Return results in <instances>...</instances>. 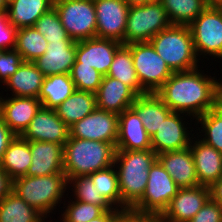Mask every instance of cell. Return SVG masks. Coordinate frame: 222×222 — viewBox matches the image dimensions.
<instances>
[{
  "instance_id": "cell-2",
  "label": "cell",
  "mask_w": 222,
  "mask_h": 222,
  "mask_svg": "<svg viewBox=\"0 0 222 222\" xmlns=\"http://www.w3.org/2000/svg\"><path fill=\"white\" fill-rule=\"evenodd\" d=\"M157 160L152 150H116L114 166L122 200V210L132 208L144 194L148 173Z\"/></svg>"
},
{
  "instance_id": "cell-33",
  "label": "cell",
  "mask_w": 222,
  "mask_h": 222,
  "mask_svg": "<svg viewBox=\"0 0 222 222\" xmlns=\"http://www.w3.org/2000/svg\"><path fill=\"white\" fill-rule=\"evenodd\" d=\"M48 42L34 27L17 29L15 50L23 61L33 62L42 56L47 49Z\"/></svg>"
},
{
  "instance_id": "cell-44",
  "label": "cell",
  "mask_w": 222,
  "mask_h": 222,
  "mask_svg": "<svg viewBox=\"0 0 222 222\" xmlns=\"http://www.w3.org/2000/svg\"><path fill=\"white\" fill-rule=\"evenodd\" d=\"M15 136L16 135L11 131V129L4 123L3 119L0 117V163L9 143L14 139Z\"/></svg>"
},
{
  "instance_id": "cell-50",
  "label": "cell",
  "mask_w": 222,
  "mask_h": 222,
  "mask_svg": "<svg viewBox=\"0 0 222 222\" xmlns=\"http://www.w3.org/2000/svg\"><path fill=\"white\" fill-rule=\"evenodd\" d=\"M207 6H216L221 7L222 6V0H205Z\"/></svg>"
},
{
  "instance_id": "cell-46",
  "label": "cell",
  "mask_w": 222,
  "mask_h": 222,
  "mask_svg": "<svg viewBox=\"0 0 222 222\" xmlns=\"http://www.w3.org/2000/svg\"><path fill=\"white\" fill-rule=\"evenodd\" d=\"M210 196L222 206V177L210 187Z\"/></svg>"
},
{
  "instance_id": "cell-16",
  "label": "cell",
  "mask_w": 222,
  "mask_h": 222,
  "mask_svg": "<svg viewBox=\"0 0 222 222\" xmlns=\"http://www.w3.org/2000/svg\"><path fill=\"white\" fill-rule=\"evenodd\" d=\"M122 43L112 39L91 38L76 43V61L95 68L106 76Z\"/></svg>"
},
{
  "instance_id": "cell-17",
  "label": "cell",
  "mask_w": 222,
  "mask_h": 222,
  "mask_svg": "<svg viewBox=\"0 0 222 222\" xmlns=\"http://www.w3.org/2000/svg\"><path fill=\"white\" fill-rule=\"evenodd\" d=\"M0 95V117L16 136H21L42 106L38 98ZM8 97V98H7Z\"/></svg>"
},
{
  "instance_id": "cell-29",
  "label": "cell",
  "mask_w": 222,
  "mask_h": 222,
  "mask_svg": "<svg viewBox=\"0 0 222 222\" xmlns=\"http://www.w3.org/2000/svg\"><path fill=\"white\" fill-rule=\"evenodd\" d=\"M75 91L70 74L45 76L38 99L45 108L55 109Z\"/></svg>"
},
{
  "instance_id": "cell-7",
  "label": "cell",
  "mask_w": 222,
  "mask_h": 222,
  "mask_svg": "<svg viewBox=\"0 0 222 222\" xmlns=\"http://www.w3.org/2000/svg\"><path fill=\"white\" fill-rule=\"evenodd\" d=\"M131 50L135 72L141 87L155 93L174 73L158 55L150 42H137L127 45Z\"/></svg>"
},
{
  "instance_id": "cell-10",
  "label": "cell",
  "mask_w": 222,
  "mask_h": 222,
  "mask_svg": "<svg viewBox=\"0 0 222 222\" xmlns=\"http://www.w3.org/2000/svg\"><path fill=\"white\" fill-rule=\"evenodd\" d=\"M179 187L157 159L148 173V182L142 198L131 208L141 213L162 215Z\"/></svg>"
},
{
  "instance_id": "cell-34",
  "label": "cell",
  "mask_w": 222,
  "mask_h": 222,
  "mask_svg": "<svg viewBox=\"0 0 222 222\" xmlns=\"http://www.w3.org/2000/svg\"><path fill=\"white\" fill-rule=\"evenodd\" d=\"M195 122H197L195 123L196 125H201L197 129L200 133L197 137H200V140L204 143L222 153V110L216 106L197 117ZM200 128H202L201 131ZM202 136L204 137L202 138Z\"/></svg>"
},
{
  "instance_id": "cell-8",
  "label": "cell",
  "mask_w": 222,
  "mask_h": 222,
  "mask_svg": "<svg viewBox=\"0 0 222 222\" xmlns=\"http://www.w3.org/2000/svg\"><path fill=\"white\" fill-rule=\"evenodd\" d=\"M54 7L72 40L96 37L97 16L93 0H54Z\"/></svg>"
},
{
  "instance_id": "cell-40",
  "label": "cell",
  "mask_w": 222,
  "mask_h": 222,
  "mask_svg": "<svg viewBox=\"0 0 222 222\" xmlns=\"http://www.w3.org/2000/svg\"><path fill=\"white\" fill-rule=\"evenodd\" d=\"M22 62L21 55L15 49L0 50V83L5 85Z\"/></svg>"
},
{
  "instance_id": "cell-35",
  "label": "cell",
  "mask_w": 222,
  "mask_h": 222,
  "mask_svg": "<svg viewBox=\"0 0 222 222\" xmlns=\"http://www.w3.org/2000/svg\"><path fill=\"white\" fill-rule=\"evenodd\" d=\"M68 185H71L72 193H74V200L91 203L96 206H101L105 211L119 210L114 208L106 199L98 192L96 185H94L92 178L88 176L71 177L68 180Z\"/></svg>"
},
{
  "instance_id": "cell-15",
  "label": "cell",
  "mask_w": 222,
  "mask_h": 222,
  "mask_svg": "<svg viewBox=\"0 0 222 222\" xmlns=\"http://www.w3.org/2000/svg\"><path fill=\"white\" fill-rule=\"evenodd\" d=\"M210 197L208 186L179 188L161 215L163 222H189Z\"/></svg>"
},
{
  "instance_id": "cell-3",
  "label": "cell",
  "mask_w": 222,
  "mask_h": 222,
  "mask_svg": "<svg viewBox=\"0 0 222 222\" xmlns=\"http://www.w3.org/2000/svg\"><path fill=\"white\" fill-rule=\"evenodd\" d=\"M116 147L112 143L70 137L64 144L63 170L71 177L88 176L114 165Z\"/></svg>"
},
{
  "instance_id": "cell-13",
  "label": "cell",
  "mask_w": 222,
  "mask_h": 222,
  "mask_svg": "<svg viewBox=\"0 0 222 222\" xmlns=\"http://www.w3.org/2000/svg\"><path fill=\"white\" fill-rule=\"evenodd\" d=\"M188 115L180 112H172L158 128L157 132L151 137V148L158 155L164 152L182 150L190 146L193 127L190 129L185 126L189 124L184 116ZM190 135L192 137H190Z\"/></svg>"
},
{
  "instance_id": "cell-25",
  "label": "cell",
  "mask_w": 222,
  "mask_h": 222,
  "mask_svg": "<svg viewBox=\"0 0 222 222\" xmlns=\"http://www.w3.org/2000/svg\"><path fill=\"white\" fill-rule=\"evenodd\" d=\"M44 78L34 62L23 61L4 86L12 96L38 98Z\"/></svg>"
},
{
  "instance_id": "cell-43",
  "label": "cell",
  "mask_w": 222,
  "mask_h": 222,
  "mask_svg": "<svg viewBox=\"0 0 222 222\" xmlns=\"http://www.w3.org/2000/svg\"><path fill=\"white\" fill-rule=\"evenodd\" d=\"M114 222H163L161 215L141 213L131 208L119 210Z\"/></svg>"
},
{
  "instance_id": "cell-51",
  "label": "cell",
  "mask_w": 222,
  "mask_h": 222,
  "mask_svg": "<svg viewBox=\"0 0 222 222\" xmlns=\"http://www.w3.org/2000/svg\"><path fill=\"white\" fill-rule=\"evenodd\" d=\"M7 0H0V13L7 11Z\"/></svg>"
},
{
  "instance_id": "cell-27",
  "label": "cell",
  "mask_w": 222,
  "mask_h": 222,
  "mask_svg": "<svg viewBox=\"0 0 222 222\" xmlns=\"http://www.w3.org/2000/svg\"><path fill=\"white\" fill-rule=\"evenodd\" d=\"M97 108L96 94L76 90L55 111L58 117L70 128L77 121Z\"/></svg>"
},
{
  "instance_id": "cell-11",
  "label": "cell",
  "mask_w": 222,
  "mask_h": 222,
  "mask_svg": "<svg viewBox=\"0 0 222 222\" xmlns=\"http://www.w3.org/2000/svg\"><path fill=\"white\" fill-rule=\"evenodd\" d=\"M70 137L112 143L116 147L118 114L96 108L69 128Z\"/></svg>"
},
{
  "instance_id": "cell-9",
  "label": "cell",
  "mask_w": 222,
  "mask_h": 222,
  "mask_svg": "<svg viewBox=\"0 0 222 222\" xmlns=\"http://www.w3.org/2000/svg\"><path fill=\"white\" fill-rule=\"evenodd\" d=\"M194 48L201 55L222 59V7L208 6L189 25Z\"/></svg>"
},
{
  "instance_id": "cell-31",
  "label": "cell",
  "mask_w": 222,
  "mask_h": 222,
  "mask_svg": "<svg viewBox=\"0 0 222 222\" xmlns=\"http://www.w3.org/2000/svg\"><path fill=\"white\" fill-rule=\"evenodd\" d=\"M107 76L120 80L131 87L138 95L147 93L138 81L131 50L127 45L122 44L117 49Z\"/></svg>"
},
{
  "instance_id": "cell-6",
  "label": "cell",
  "mask_w": 222,
  "mask_h": 222,
  "mask_svg": "<svg viewBox=\"0 0 222 222\" xmlns=\"http://www.w3.org/2000/svg\"><path fill=\"white\" fill-rule=\"evenodd\" d=\"M166 10L159 0L130 6L124 35V45L150 40L171 26Z\"/></svg>"
},
{
  "instance_id": "cell-42",
  "label": "cell",
  "mask_w": 222,
  "mask_h": 222,
  "mask_svg": "<svg viewBox=\"0 0 222 222\" xmlns=\"http://www.w3.org/2000/svg\"><path fill=\"white\" fill-rule=\"evenodd\" d=\"M189 222H222V206L210 197Z\"/></svg>"
},
{
  "instance_id": "cell-49",
  "label": "cell",
  "mask_w": 222,
  "mask_h": 222,
  "mask_svg": "<svg viewBox=\"0 0 222 222\" xmlns=\"http://www.w3.org/2000/svg\"><path fill=\"white\" fill-rule=\"evenodd\" d=\"M129 6L142 5L154 0H124Z\"/></svg>"
},
{
  "instance_id": "cell-5",
  "label": "cell",
  "mask_w": 222,
  "mask_h": 222,
  "mask_svg": "<svg viewBox=\"0 0 222 222\" xmlns=\"http://www.w3.org/2000/svg\"><path fill=\"white\" fill-rule=\"evenodd\" d=\"M150 43L173 72L200 68L189 26L171 25L155 35Z\"/></svg>"
},
{
  "instance_id": "cell-38",
  "label": "cell",
  "mask_w": 222,
  "mask_h": 222,
  "mask_svg": "<svg viewBox=\"0 0 222 222\" xmlns=\"http://www.w3.org/2000/svg\"><path fill=\"white\" fill-rule=\"evenodd\" d=\"M70 75L76 90L92 93L98 91L103 78L95 68L82 63H74Z\"/></svg>"
},
{
  "instance_id": "cell-24",
  "label": "cell",
  "mask_w": 222,
  "mask_h": 222,
  "mask_svg": "<svg viewBox=\"0 0 222 222\" xmlns=\"http://www.w3.org/2000/svg\"><path fill=\"white\" fill-rule=\"evenodd\" d=\"M131 108L141 119L146 132L152 137L172 111L156 93L138 95Z\"/></svg>"
},
{
  "instance_id": "cell-14",
  "label": "cell",
  "mask_w": 222,
  "mask_h": 222,
  "mask_svg": "<svg viewBox=\"0 0 222 222\" xmlns=\"http://www.w3.org/2000/svg\"><path fill=\"white\" fill-rule=\"evenodd\" d=\"M70 136L69 127L58 117L55 109L43 106L37 111L21 135L26 141L55 142L64 145Z\"/></svg>"
},
{
  "instance_id": "cell-23",
  "label": "cell",
  "mask_w": 222,
  "mask_h": 222,
  "mask_svg": "<svg viewBox=\"0 0 222 222\" xmlns=\"http://www.w3.org/2000/svg\"><path fill=\"white\" fill-rule=\"evenodd\" d=\"M157 159L179 188H190L199 185L190 147L158 154Z\"/></svg>"
},
{
  "instance_id": "cell-30",
  "label": "cell",
  "mask_w": 222,
  "mask_h": 222,
  "mask_svg": "<svg viewBox=\"0 0 222 222\" xmlns=\"http://www.w3.org/2000/svg\"><path fill=\"white\" fill-rule=\"evenodd\" d=\"M45 219L12 191L0 201V222H45Z\"/></svg>"
},
{
  "instance_id": "cell-26",
  "label": "cell",
  "mask_w": 222,
  "mask_h": 222,
  "mask_svg": "<svg viewBox=\"0 0 222 222\" xmlns=\"http://www.w3.org/2000/svg\"><path fill=\"white\" fill-rule=\"evenodd\" d=\"M54 7V0H8L9 22L16 28L34 27L36 21Z\"/></svg>"
},
{
  "instance_id": "cell-47",
  "label": "cell",
  "mask_w": 222,
  "mask_h": 222,
  "mask_svg": "<svg viewBox=\"0 0 222 222\" xmlns=\"http://www.w3.org/2000/svg\"><path fill=\"white\" fill-rule=\"evenodd\" d=\"M119 210L104 211L99 217L94 218L88 222H114Z\"/></svg>"
},
{
  "instance_id": "cell-21",
  "label": "cell",
  "mask_w": 222,
  "mask_h": 222,
  "mask_svg": "<svg viewBox=\"0 0 222 222\" xmlns=\"http://www.w3.org/2000/svg\"><path fill=\"white\" fill-rule=\"evenodd\" d=\"M31 165L25 176H47L64 173V145L55 142H30Z\"/></svg>"
},
{
  "instance_id": "cell-41",
  "label": "cell",
  "mask_w": 222,
  "mask_h": 222,
  "mask_svg": "<svg viewBox=\"0 0 222 222\" xmlns=\"http://www.w3.org/2000/svg\"><path fill=\"white\" fill-rule=\"evenodd\" d=\"M17 29L9 22L7 11L0 13V50L15 49Z\"/></svg>"
},
{
  "instance_id": "cell-36",
  "label": "cell",
  "mask_w": 222,
  "mask_h": 222,
  "mask_svg": "<svg viewBox=\"0 0 222 222\" xmlns=\"http://www.w3.org/2000/svg\"><path fill=\"white\" fill-rule=\"evenodd\" d=\"M103 197L114 207L122 210L118 175L114 165L89 175Z\"/></svg>"
},
{
  "instance_id": "cell-19",
  "label": "cell",
  "mask_w": 222,
  "mask_h": 222,
  "mask_svg": "<svg viewBox=\"0 0 222 222\" xmlns=\"http://www.w3.org/2000/svg\"><path fill=\"white\" fill-rule=\"evenodd\" d=\"M96 94L97 108L121 114L131 108L138 94L120 80L110 76H103Z\"/></svg>"
},
{
  "instance_id": "cell-28",
  "label": "cell",
  "mask_w": 222,
  "mask_h": 222,
  "mask_svg": "<svg viewBox=\"0 0 222 222\" xmlns=\"http://www.w3.org/2000/svg\"><path fill=\"white\" fill-rule=\"evenodd\" d=\"M31 157L30 142L15 136L3 155L0 167L13 180L27 174Z\"/></svg>"
},
{
  "instance_id": "cell-4",
  "label": "cell",
  "mask_w": 222,
  "mask_h": 222,
  "mask_svg": "<svg viewBox=\"0 0 222 222\" xmlns=\"http://www.w3.org/2000/svg\"><path fill=\"white\" fill-rule=\"evenodd\" d=\"M68 181L65 173L47 176H21L12 180V192L23 199L45 218L60 207L66 193ZM61 202V203H60Z\"/></svg>"
},
{
  "instance_id": "cell-32",
  "label": "cell",
  "mask_w": 222,
  "mask_h": 222,
  "mask_svg": "<svg viewBox=\"0 0 222 222\" xmlns=\"http://www.w3.org/2000/svg\"><path fill=\"white\" fill-rule=\"evenodd\" d=\"M172 25L188 26L208 6L205 0H159Z\"/></svg>"
},
{
  "instance_id": "cell-1",
  "label": "cell",
  "mask_w": 222,
  "mask_h": 222,
  "mask_svg": "<svg viewBox=\"0 0 222 222\" xmlns=\"http://www.w3.org/2000/svg\"><path fill=\"white\" fill-rule=\"evenodd\" d=\"M203 71L174 72L155 93L172 112L187 113L194 120L216 107L217 78Z\"/></svg>"
},
{
  "instance_id": "cell-18",
  "label": "cell",
  "mask_w": 222,
  "mask_h": 222,
  "mask_svg": "<svg viewBox=\"0 0 222 222\" xmlns=\"http://www.w3.org/2000/svg\"><path fill=\"white\" fill-rule=\"evenodd\" d=\"M77 41H56L48 43L46 52L34 60L44 76L70 74L76 61Z\"/></svg>"
},
{
  "instance_id": "cell-12",
  "label": "cell",
  "mask_w": 222,
  "mask_h": 222,
  "mask_svg": "<svg viewBox=\"0 0 222 222\" xmlns=\"http://www.w3.org/2000/svg\"><path fill=\"white\" fill-rule=\"evenodd\" d=\"M97 16L96 37L124 44L129 5L124 0H93Z\"/></svg>"
},
{
  "instance_id": "cell-22",
  "label": "cell",
  "mask_w": 222,
  "mask_h": 222,
  "mask_svg": "<svg viewBox=\"0 0 222 222\" xmlns=\"http://www.w3.org/2000/svg\"><path fill=\"white\" fill-rule=\"evenodd\" d=\"M151 148V137L146 132L137 113L126 109L118 115V137L116 150H148Z\"/></svg>"
},
{
  "instance_id": "cell-20",
  "label": "cell",
  "mask_w": 222,
  "mask_h": 222,
  "mask_svg": "<svg viewBox=\"0 0 222 222\" xmlns=\"http://www.w3.org/2000/svg\"><path fill=\"white\" fill-rule=\"evenodd\" d=\"M194 138L191 139L189 147L199 185L211 187L222 177V153L204 143L199 137Z\"/></svg>"
},
{
  "instance_id": "cell-45",
  "label": "cell",
  "mask_w": 222,
  "mask_h": 222,
  "mask_svg": "<svg viewBox=\"0 0 222 222\" xmlns=\"http://www.w3.org/2000/svg\"><path fill=\"white\" fill-rule=\"evenodd\" d=\"M12 191V179L0 167V201Z\"/></svg>"
},
{
  "instance_id": "cell-39",
  "label": "cell",
  "mask_w": 222,
  "mask_h": 222,
  "mask_svg": "<svg viewBox=\"0 0 222 222\" xmlns=\"http://www.w3.org/2000/svg\"><path fill=\"white\" fill-rule=\"evenodd\" d=\"M65 210L61 214L63 222H88L99 217L105 210L101 206H96L91 203H83L77 200L67 201Z\"/></svg>"
},
{
  "instance_id": "cell-37",
  "label": "cell",
  "mask_w": 222,
  "mask_h": 222,
  "mask_svg": "<svg viewBox=\"0 0 222 222\" xmlns=\"http://www.w3.org/2000/svg\"><path fill=\"white\" fill-rule=\"evenodd\" d=\"M34 28L46 39L48 43L56 41H74L63 27L60 16L52 7L44 13L35 23Z\"/></svg>"
},
{
  "instance_id": "cell-48",
  "label": "cell",
  "mask_w": 222,
  "mask_h": 222,
  "mask_svg": "<svg viewBox=\"0 0 222 222\" xmlns=\"http://www.w3.org/2000/svg\"><path fill=\"white\" fill-rule=\"evenodd\" d=\"M219 80L220 77L217 80L216 106L222 110V79Z\"/></svg>"
}]
</instances>
